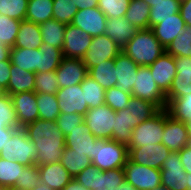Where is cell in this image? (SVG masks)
Returning a JSON list of instances; mask_svg holds the SVG:
<instances>
[{
    "mask_svg": "<svg viewBox=\"0 0 191 190\" xmlns=\"http://www.w3.org/2000/svg\"><path fill=\"white\" fill-rule=\"evenodd\" d=\"M180 3V0H159L153 3V7L150 9L149 28L162 22V19H167L179 13Z\"/></svg>",
    "mask_w": 191,
    "mask_h": 190,
    "instance_id": "obj_34",
    "label": "cell"
},
{
    "mask_svg": "<svg viewBox=\"0 0 191 190\" xmlns=\"http://www.w3.org/2000/svg\"><path fill=\"white\" fill-rule=\"evenodd\" d=\"M35 87V72L20 69L18 66L11 63L10 78L6 92L9 95L17 94L26 91H34Z\"/></svg>",
    "mask_w": 191,
    "mask_h": 190,
    "instance_id": "obj_27",
    "label": "cell"
},
{
    "mask_svg": "<svg viewBox=\"0 0 191 190\" xmlns=\"http://www.w3.org/2000/svg\"><path fill=\"white\" fill-rule=\"evenodd\" d=\"M107 17L98 7L78 10L71 24L81 28L91 37L100 36L105 33Z\"/></svg>",
    "mask_w": 191,
    "mask_h": 190,
    "instance_id": "obj_19",
    "label": "cell"
},
{
    "mask_svg": "<svg viewBox=\"0 0 191 190\" xmlns=\"http://www.w3.org/2000/svg\"><path fill=\"white\" fill-rule=\"evenodd\" d=\"M10 50L11 48L7 45L0 44V62L11 61L10 60Z\"/></svg>",
    "mask_w": 191,
    "mask_h": 190,
    "instance_id": "obj_58",
    "label": "cell"
},
{
    "mask_svg": "<svg viewBox=\"0 0 191 190\" xmlns=\"http://www.w3.org/2000/svg\"><path fill=\"white\" fill-rule=\"evenodd\" d=\"M122 52L138 66H150L165 52V48L155 37L152 29L147 28L138 30Z\"/></svg>",
    "mask_w": 191,
    "mask_h": 190,
    "instance_id": "obj_3",
    "label": "cell"
},
{
    "mask_svg": "<svg viewBox=\"0 0 191 190\" xmlns=\"http://www.w3.org/2000/svg\"><path fill=\"white\" fill-rule=\"evenodd\" d=\"M74 179L89 190H115L125 182V174L123 168L101 171L91 164Z\"/></svg>",
    "mask_w": 191,
    "mask_h": 190,
    "instance_id": "obj_5",
    "label": "cell"
},
{
    "mask_svg": "<svg viewBox=\"0 0 191 190\" xmlns=\"http://www.w3.org/2000/svg\"><path fill=\"white\" fill-rule=\"evenodd\" d=\"M179 12L185 24L191 26V0H182Z\"/></svg>",
    "mask_w": 191,
    "mask_h": 190,
    "instance_id": "obj_54",
    "label": "cell"
},
{
    "mask_svg": "<svg viewBox=\"0 0 191 190\" xmlns=\"http://www.w3.org/2000/svg\"><path fill=\"white\" fill-rule=\"evenodd\" d=\"M97 139L98 138L91 133L84 122L65 136V145L69 149H73L75 152L85 154V156H88L92 160L93 150Z\"/></svg>",
    "mask_w": 191,
    "mask_h": 190,
    "instance_id": "obj_21",
    "label": "cell"
},
{
    "mask_svg": "<svg viewBox=\"0 0 191 190\" xmlns=\"http://www.w3.org/2000/svg\"><path fill=\"white\" fill-rule=\"evenodd\" d=\"M149 7H153V3L158 2L159 0H143Z\"/></svg>",
    "mask_w": 191,
    "mask_h": 190,
    "instance_id": "obj_63",
    "label": "cell"
},
{
    "mask_svg": "<svg viewBox=\"0 0 191 190\" xmlns=\"http://www.w3.org/2000/svg\"><path fill=\"white\" fill-rule=\"evenodd\" d=\"M111 190V189H109ZM115 190H137L133 186H131L127 181H125L118 189Z\"/></svg>",
    "mask_w": 191,
    "mask_h": 190,
    "instance_id": "obj_59",
    "label": "cell"
},
{
    "mask_svg": "<svg viewBox=\"0 0 191 190\" xmlns=\"http://www.w3.org/2000/svg\"><path fill=\"white\" fill-rule=\"evenodd\" d=\"M39 24L21 21L14 47L38 49L43 39Z\"/></svg>",
    "mask_w": 191,
    "mask_h": 190,
    "instance_id": "obj_28",
    "label": "cell"
},
{
    "mask_svg": "<svg viewBox=\"0 0 191 190\" xmlns=\"http://www.w3.org/2000/svg\"><path fill=\"white\" fill-rule=\"evenodd\" d=\"M117 87L122 91L131 93L137 78L138 65L122 51L114 59Z\"/></svg>",
    "mask_w": 191,
    "mask_h": 190,
    "instance_id": "obj_22",
    "label": "cell"
},
{
    "mask_svg": "<svg viewBox=\"0 0 191 190\" xmlns=\"http://www.w3.org/2000/svg\"><path fill=\"white\" fill-rule=\"evenodd\" d=\"M40 183V173L37 165L25 166L22 170L20 179L17 180L15 186L32 190Z\"/></svg>",
    "mask_w": 191,
    "mask_h": 190,
    "instance_id": "obj_50",
    "label": "cell"
},
{
    "mask_svg": "<svg viewBox=\"0 0 191 190\" xmlns=\"http://www.w3.org/2000/svg\"><path fill=\"white\" fill-rule=\"evenodd\" d=\"M170 55L175 57H191V26L185 25L180 33L165 49Z\"/></svg>",
    "mask_w": 191,
    "mask_h": 190,
    "instance_id": "obj_37",
    "label": "cell"
},
{
    "mask_svg": "<svg viewBox=\"0 0 191 190\" xmlns=\"http://www.w3.org/2000/svg\"><path fill=\"white\" fill-rule=\"evenodd\" d=\"M189 139L186 124L175 120L165 109V124L162 137V144L171 152H178L183 149Z\"/></svg>",
    "mask_w": 191,
    "mask_h": 190,
    "instance_id": "obj_17",
    "label": "cell"
},
{
    "mask_svg": "<svg viewBox=\"0 0 191 190\" xmlns=\"http://www.w3.org/2000/svg\"><path fill=\"white\" fill-rule=\"evenodd\" d=\"M186 146L189 147V148H191V137H189Z\"/></svg>",
    "mask_w": 191,
    "mask_h": 190,
    "instance_id": "obj_67",
    "label": "cell"
},
{
    "mask_svg": "<svg viewBox=\"0 0 191 190\" xmlns=\"http://www.w3.org/2000/svg\"><path fill=\"white\" fill-rule=\"evenodd\" d=\"M129 159L139 165L161 169L171 151L162 143L128 148Z\"/></svg>",
    "mask_w": 191,
    "mask_h": 190,
    "instance_id": "obj_12",
    "label": "cell"
},
{
    "mask_svg": "<svg viewBox=\"0 0 191 190\" xmlns=\"http://www.w3.org/2000/svg\"><path fill=\"white\" fill-rule=\"evenodd\" d=\"M122 51L106 34L92 37V42L88 47L82 61L87 69L95 67L103 61L115 59Z\"/></svg>",
    "mask_w": 191,
    "mask_h": 190,
    "instance_id": "obj_11",
    "label": "cell"
},
{
    "mask_svg": "<svg viewBox=\"0 0 191 190\" xmlns=\"http://www.w3.org/2000/svg\"><path fill=\"white\" fill-rule=\"evenodd\" d=\"M92 37L81 28L73 24L66 25L63 41V57L73 59H83Z\"/></svg>",
    "mask_w": 191,
    "mask_h": 190,
    "instance_id": "obj_14",
    "label": "cell"
},
{
    "mask_svg": "<svg viewBox=\"0 0 191 190\" xmlns=\"http://www.w3.org/2000/svg\"><path fill=\"white\" fill-rule=\"evenodd\" d=\"M176 76L191 77V57H175Z\"/></svg>",
    "mask_w": 191,
    "mask_h": 190,
    "instance_id": "obj_51",
    "label": "cell"
},
{
    "mask_svg": "<svg viewBox=\"0 0 191 190\" xmlns=\"http://www.w3.org/2000/svg\"><path fill=\"white\" fill-rule=\"evenodd\" d=\"M62 190H89L74 178Z\"/></svg>",
    "mask_w": 191,
    "mask_h": 190,
    "instance_id": "obj_57",
    "label": "cell"
},
{
    "mask_svg": "<svg viewBox=\"0 0 191 190\" xmlns=\"http://www.w3.org/2000/svg\"><path fill=\"white\" fill-rule=\"evenodd\" d=\"M18 128H10L0 125V152Z\"/></svg>",
    "mask_w": 191,
    "mask_h": 190,
    "instance_id": "obj_55",
    "label": "cell"
},
{
    "mask_svg": "<svg viewBox=\"0 0 191 190\" xmlns=\"http://www.w3.org/2000/svg\"><path fill=\"white\" fill-rule=\"evenodd\" d=\"M16 112L19 128L39 119V110L36 102V93L26 91L10 95Z\"/></svg>",
    "mask_w": 191,
    "mask_h": 190,
    "instance_id": "obj_16",
    "label": "cell"
},
{
    "mask_svg": "<svg viewBox=\"0 0 191 190\" xmlns=\"http://www.w3.org/2000/svg\"><path fill=\"white\" fill-rule=\"evenodd\" d=\"M153 190H170V189L161 185V186L156 187Z\"/></svg>",
    "mask_w": 191,
    "mask_h": 190,
    "instance_id": "obj_66",
    "label": "cell"
},
{
    "mask_svg": "<svg viewBox=\"0 0 191 190\" xmlns=\"http://www.w3.org/2000/svg\"><path fill=\"white\" fill-rule=\"evenodd\" d=\"M123 170L125 181L137 190H153L161 186V169L139 165L128 158Z\"/></svg>",
    "mask_w": 191,
    "mask_h": 190,
    "instance_id": "obj_9",
    "label": "cell"
},
{
    "mask_svg": "<svg viewBox=\"0 0 191 190\" xmlns=\"http://www.w3.org/2000/svg\"><path fill=\"white\" fill-rule=\"evenodd\" d=\"M36 102L39 110V119L56 121L60 115L56 95L38 93L36 94Z\"/></svg>",
    "mask_w": 191,
    "mask_h": 190,
    "instance_id": "obj_36",
    "label": "cell"
},
{
    "mask_svg": "<svg viewBox=\"0 0 191 190\" xmlns=\"http://www.w3.org/2000/svg\"><path fill=\"white\" fill-rule=\"evenodd\" d=\"M185 124L187 127L188 135H189V137H191V120L186 122Z\"/></svg>",
    "mask_w": 191,
    "mask_h": 190,
    "instance_id": "obj_62",
    "label": "cell"
},
{
    "mask_svg": "<svg viewBox=\"0 0 191 190\" xmlns=\"http://www.w3.org/2000/svg\"><path fill=\"white\" fill-rule=\"evenodd\" d=\"M185 21L181 18L180 12L172 15L162 22L153 26L151 29L161 45L166 49L169 44L183 32Z\"/></svg>",
    "mask_w": 191,
    "mask_h": 190,
    "instance_id": "obj_24",
    "label": "cell"
},
{
    "mask_svg": "<svg viewBox=\"0 0 191 190\" xmlns=\"http://www.w3.org/2000/svg\"><path fill=\"white\" fill-rule=\"evenodd\" d=\"M138 30L124 17L107 18L105 33L120 49L134 37Z\"/></svg>",
    "mask_w": 191,
    "mask_h": 190,
    "instance_id": "obj_23",
    "label": "cell"
},
{
    "mask_svg": "<svg viewBox=\"0 0 191 190\" xmlns=\"http://www.w3.org/2000/svg\"><path fill=\"white\" fill-rule=\"evenodd\" d=\"M23 129L37 149L35 165L60 162L66 145L65 136L58 129L56 121L38 119Z\"/></svg>",
    "mask_w": 191,
    "mask_h": 190,
    "instance_id": "obj_1",
    "label": "cell"
},
{
    "mask_svg": "<svg viewBox=\"0 0 191 190\" xmlns=\"http://www.w3.org/2000/svg\"><path fill=\"white\" fill-rule=\"evenodd\" d=\"M0 190H8L7 187L0 185Z\"/></svg>",
    "mask_w": 191,
    "mask_h": 190,
    "instance_id": "obj_68",
    "label": "cell"
},
{
    "mask_svg": "<svg viewBox=\"0 0 191 190\" xmlns=\"http://www.w3.org/2000/svg\"><path fill=\"white\" fill-rule=\"evenodd\" d=\"M150 7L143 0H130L125 18L137 30L149 28Z\"/></svg>",
    "mask_w": 191,
    "mask_h": 190,
    "instance_id": "obj_29",
    "label": "cell"
},
{
    "mask_svg": "<svg viewBox=\"0 0 191 190\" xmlns=\"http://www.w3.org/2000/svg\"><path fill=\"white\" fill-rule=\"evenodd\" d=\"M165 124V109H160L154 116L141 122L133 129L128 148L162 143Z\"/></svg>",
    "mask_w": 191,
    "mask_h": 190,
    "instance_id": "obj_7",
    "label": "cell"
},
{
    "mask_svg": "<svg viewBox=\"0 0 191 190\" xmlns=\"http://www.w3.org/2000/svg\"><path fill=\"white\" fill-rule=\"evenodd\" d=\"M131 95L155 104L159 109H166V95L159 89L153 79L149 66H139L137 78L131 90Z\"/></svg>",
    "mask_w": 191,
    "mask_h": 190,
    "instance_id": "obj_8",
    "label": "cell"
},
{
    "mask_svg": "<svg viewBox=\"0 0 191 190\" xmlns=\"http://www.w3.org/2000/svg\"><path fill=\"white\" fill-rule=\"evenodd\" d=\"M191 94V77L175 76L168 94L166 95L167 105L181 95Z\"/></svg>",
    "mask_w": 191,
    "mask_h": 190,
    "instance_id": "obj_48",
    "label": "cell"
},
{
    "mask_svg": "<svg viewBox=\"0 0 191 190\" xmlns=\"http://www.w3.org/2000/svg\"><path fill=\"white\" fill-rule=\"evenodd\" d=\"M32 190H53V189L47 186L46 184H43L42 182H40L38 186Z\"/></svg>",
    "mask_w": 191,
    "mask_h": 190,
    "instance_id": "obj_60",
    "label": "cell"
},
{
    "mask_svg": "<svg viewBox=\"0 0 191 190\" xmlns=\"http://www.w3.org/2000/svg\"><path fill=\"white\" fill-rule=\"evenodd\" d=\"M24 168L25 165L16 161L9 162L0 158V185L7 188L15 186L17 180L20 179Z\"/></svg>",
    "mask_w": 191,
    "mask_h": 190,
    "instance_id": "obj_39",
    "label": "cell"
},
{
    "mask_svg": "<svg viewBox=\"0 0 191 190\" xmlns=\"http://www.w3.org/2000/svg\"><path fill=\"white\" fill-rule=\"evenodd\" d=\"M186 177L179 152H171L161 167V185L170 190H187Z\"/></svg>",
    "mask_w": 191,
    "mask_h": 190,
    "instance_id": "obj_13",
    "label": "cell"
},
{
    "mask_svg": "<svg viewBox=\"0 0 191 190\" xmlns=\"http://www.w3.org/2000/svg\"><path fill=\"white\" fill-rule=\"evenodd\" d=\"M131 97V93L122 91L117 86L105 90V104L115 112L127 108Z\"/></svg>",
    "mask_w": 191,
    "mask_h": 190,
    "instance_id": "obj_45",
    "label": "cell"
},
{
    "mask_svg": "<svg viewBox=\"0 0 191 190\" xmlns=\"http://www.w3.org/2000/svg\"><path fill=\"white\" fill-rule=\"evenodd\" d=\"M11 61L0 62V85L7 90L10 78Z\"/></svg>",
    "mask_w": 191,
    "mask_h": 190,
    "instance_id": "obj_52",
    "label": "cell"
},
{
    "mask_svg": "<svg viewBox=\"0 0 191 190\" xmlns=\"http://www.w3.org/2000/svg\"><path fill=\"white\" fill-rule=\"evenodd\" d=\"M56 97L58 100L60 113H77L85 116L89 109L80 84L71 87L60 88L56 92Z\"/></svg>",
    "mask_w": 191,
    "mask_h": 190,
    "instance_id": "obj_15",
    "label": "cell"
},
{
    "mask_svg": "<svg viewBox=\"0 0 191 190\" xmlns=\"http://www.w3.org/2000/svg\"><path fill=\"white\" fill-rule=\"evenodd\" d=\"M20 20L0 15V44L12 48L15 45L18 35Z\"/></svg>",
    "mask_w": 191,
    "mask_h": 190,
    "instance_id": "obj_41",
    "label": "cell"
},
{
    "mask_svg": "<svg viewBox=\"0 0 191 190\" xmlns=\"http://www.w3.org/2000/svg\"><path fill=\"white\" fill-rule=\"evenodd\" d=\"M59 82L57 81L55 71L35 72L34 92L54 94L59 90Z\"/></svg>",
    "mask_w": 191,
    "mask_h": 190,
    "instance_id": "obj_42",
    "label": "cell"
},
{
    "mask_svg": "<svg viewBox=\"0 0 191 190\" xmlns=\"http://www.w3.org/2000/svg\"><path fill=\"white\" fill-rule=\"evenodd\" d=\"M84 122V116L77 113H60L56 119V125L58 129L64 134V136L78 128V126Z\"/></svg>",
    "mask_w": 191,
    "mask_h": 190,
    "instance_id": "obj_49",
    "label": "cell"
},
{
    "mask_svg": "<svg viewBox=\"0 0 191 190\" xmlns=\"http://www.w3.org/2000/svg\"><path fill=\"white\" fill-rule=\"evenodd\" d=\"M187 190H191V173L187 174Z\"/></svg>",
    "mask_w": 191,
    "mask_h": 190,
    "instance_id": "obj_61",
    "label": "cell"
},
{
    "mask_svg": "<svg viewBox=\"0 0 191 190\" xmlns=\"http://www.w3.org/2000/svg\"><path fill=\"white\" fill-rule=\"evenodd\" d=\"M78 10L98 7V0H72Z\"/></svg>",
    "mask_w": 191,
    "mask_h": 190,
    "instance_id": "obj_56",
    "label": "cell"
},
{
    "mask_svg": "<svg viewBox=\"0 0 191 190\" xmlns=\"http://www.w3.org/2000/svg\"><path fill=\"white\" fill-rule=\"evenodd\" d=\"M7 94L6 89L0 85V97H3Z\"/></svg>",
    "mask_w": 191,
    "mask_h": 190,
    "instance_id": "obj_64",
    "label": "cell"
},
{
    "mask_svg": "<svg viewBox=\"0 0 191 190\" xmlns=\"http://www.w3.org/2000/svg\"><path fill=\"white\" fill-rule=\"evenodd\" d=\"M149 68L157 86L167 95L177 73L174 57L165 51Z\"/></svg>",
    "mask_w": 191,
    "mask_h": 190,
    "instance_id": "obj_20",
    "label": "cell"
},
{
    "mask_svg": "<svg viewBox=\"0 0 191 190\" xmlns=\"http://www.w3.org/2000/svg\"><path fill=\"white\" fill-rule=\"evenodd\" d=\"M78 12L72 0H54L53 19L68 25L72 23L74 15Z\"/></svg>",
    "mask_w": 191,
    "mask_h": 190,
    "instance_id": "obj_44",
    "label": "cell"
},
{
    "mask_svg": "<svg viewBox=\"0 0 191 190\" xmlns=\"http://www.w3.org/2000/svg\"><path fill=\"white\" fill-rule=\"evenodd\" d=\"M179 152L180 161L187 174L191 173V148L185 146Z\"/></svg>",
    "mask_w": 191,
    "mask_h": 190,
    "instance_id": "obj_53",
    "label": "cell"
},
{
    "mask_svg": "<svg viewBox=\"0 0 191 190\" xmlns=\"http://www.w3.org/2000/svg\"><path fill=\"white\" fill-rule=\"evenodd\" d=\"M40 182L53 190H62L73 178L60 162L38 166Z\"/></svg>",
    "mask_w": 191,
    "mask_h": 190,
    "instance_id": "obj_25",
    "label": "cell"
},
{
    "mask_svg": "<svg viewBox=\"0 0 191 190\" xmlns=\"http://www.w3.org/2000/svg\"><path fill=\"white\" fill-rule=\"evenodd\" d=\"M0 125L10 128H19L11 96L7 93L0 97Z\"/></svg>",
    "mask_w": 191,
    "mask_h": 190,
    "instance_id": "obj_47",
    "label": "cell"
},
{
    "mask_svg": "<svg viewBox=\"0 0 191 190\" xmlns=\"http://www.w3.org/2000/svg\"><path fill=\"white\" fill-rule=\"evenodd\" d=\"M37 149L23 128H18L0 152V158L25 166L35 164Z\"/></svg>",
    "mask_w": 191,
    "mask_h": 190,
    "instance_id": "obj_6",
    "label": "cell"
},
{
    "mask_svg": "<svg viewBox=\"0 0 191 190\" xmlns=\"http://www.w3.org/2000/svg\"><path fill=\"white\" fill-rule=\"evenodd\" d=\"M41 55L39 49L12 47L10 50L11 63L30 72H41Z\"/></svg>",
    "mask_w": 191,
    "mask_h": 190,
    "instance_id": "obj_26",
    "label": "cell"
},
{
    "mask_svg": "<svg viewBox=\"0 0 191 190\" xmlns=\"http://www.w3.org/2000/svg\"><path fill=\"white\" fill-rule=\"evenodd\" d=\"M28 0H0V15L24 21Z\"/></svg>",
    "mask_w": 191,
    "mask_h": 190,
    "instance_id": "obj_43",
    "label": "cell"
},
{
    "mask_svg": "<svg viewBox=\"0 0 191 190\" xmlns=\"http://www.w3.org/2000/svg\"><path fill=\"white\" fill-rule=\"evenodd\" d=\"M60 163L72 178H75L82 170L92 164V160L88 156H85V154L65 147Z\"/></svg>",
    "mask_w": 191,
    "mask_h": 190,
    "instance_id": "obj_33",
    "label": "cell"
},
{
    "mask_svg": "<svg viewBox=\"0 0 191 190\" xmlns=\"http://www.w3.org/2000/svg\"><path fill=\"white\" fill-rule=\"evenodd\" d=\"M59 88L81 84L88 75L82 59L63 58L55 71Z\"/></svg>",
    "mask_w": 191,
    "mask_h": 190,
    "instance_id": "obj_18",
    "label": "cell"
},
{
    "mask_svg": "<svg viewBox=\"0 0 191 190\" xmlns=\"http://www.w3.org/2000/svg\"><path fill=\"white\" fill-rule=\"evenodd\" d=\"M85 123L91 133L100 139H112L115 111L108 105L102 104L96 108L88 109L84 116Z\"/></svg>",
    "mask_w": 191,
    "mask_h": 190,
    "instance_id": "obj_10",
    "label": "cell"
},
{
    "mask_svg": "<svg viewBox=\"0 0 191 190\" xmlns=\"http://www.w3.org/2000/svg\"><path fill=\"white\" fill-rule=\"evenodd\" d=\"M169 115L184 123L191 120V94L174 98L166 107Z\"/></svg>",
    "mask_w": 191,
    "mask_h": 190,
    "instance_id": "obj_38",
    "label": "cell"
},
{
    "mask_svg": "<svg viewBox=\"0 0 191 190\" xmlns=\"http://www.w3.org/2000/svg\"><path fill=\"white\" fill-rule=\"evenodd\" d=\"M41 52V72L56 71L60 62L63 60L62 49L42 43L38 48Z\"/></svg>",
    "mask_w": 191,
    "mask_h": 190,
    "instance_id": "obj_40",
    "label": "cell"
},
{
    "mask_svg": "<svg viewBox=\"0 0 191 190\" xmlns=\"http://www.w3.org/2000/svg\"><path fill=\"white\" fill-rule=\"evenodd\" d=\"M89 109L105 104V89L87 75L80 84Z\"/></svg>",
    "mask_w": 191,
    "mask_h": 190,
    "instance_id": "obj_35",
    "label": "cell"
},
{
    "mask_svg": "<svg viewBox=\"0 0 191 190\" xmlns=\"http://www.w3.org/2000/svg\"><path fill=\"white\" fill-rule=\"evenodd\" d=\"M129 158L128 147L112 139H97L92 164L101 171L123 168Z\"/></svg>",
    "mask_w": 191,
    "mask_h": 190,
    "instance_id": "obj_4",
    "label": "cell"
},
{
    "mask_svg": "<svg viewBox=\"0 0 191 190\" xmlns=\"http://www.w3.org/2000/svg\"><path fill=\"white\" fill-rule=\"evenodd\" d=\"M8 190H27V189L21 188V187H18V186H12V187H8Z\"/></svg>",
    "mask_w": 191,
    "mask_h": 190,
    "instance_id": "obj_65",
    "label": "cell"
},
{
    "mask_svg": "<svg viewBox=\"0 0 191 190\" xmlns=\"http://www.w3.org/2000/svg\"><path fill=\"white\" fill-rule=\"evenodd\" d=\"M43 43L50 44L56 48H63L66 25L55 19L47 20L39 24Z\"/></svg>",
    "mask_w": 191,
    "mask_h": 190,
    "instance_id": "obj_32",
    "label": "cell"
},
{
    "mask_svg": "<svg viewBox=\"0 0 191 190\" xmlns=\"http://www.w3.org/2000/svg\"><path fill=\"white\" fill-rule=\"evenodd\" d=\"M88 70V75L93 78L105 90L117 86L114 59L103 61V63Z\"/></svg>",
    "mask_w": 191,
    "mask_h": 190,
    "instance_id": "obj_30",
    "label": "cell"
},
{
    "mask_svg": "<svg viewBox=\"0 0 191 190\" xmlns=\"http://www.w3.org/2000/svg\"><path fill=\"white\" fill-rule=\"evenodd\" d=\"M160 109L152 102L131 97L128 107L115 112L112 140L129 145L133 129L141 122L154 116Z\"/></svg>",
    "mask_w": 191,
    "mask_h": 190,
    "instance_id": "obj_2",
    "label": "cell"
},
{
    "mask_svg": "<svg viewBox=\"0 0 191 190\" xmlns=\"http://www.w3.org/2000/svg\"><path fill=\"white\" fill-rule=\"evenodd\" d=\"M54 0H28L25 20L41 24L53 19Z\"/></svg>",
    "mask_w": 191,
    "mask_h": 190,
    "instance_id": "obj_31",
    "label": "cell"
},
{
    "mask_svg": "<svg viewBox=\"0 0 191 190\" xmlns=\"http://www.w3.org/2000/svg\"><path fill=\"white\" fill-rule=\"evenodd\" d=\"M130 0H98L99 10L107 18L124 17Z\"/></svg>",
    "mask_w": 191,
    "mask_h": 190,
    "instance_id": "obj_46",
    "label": "cell"
}]
</instances>
